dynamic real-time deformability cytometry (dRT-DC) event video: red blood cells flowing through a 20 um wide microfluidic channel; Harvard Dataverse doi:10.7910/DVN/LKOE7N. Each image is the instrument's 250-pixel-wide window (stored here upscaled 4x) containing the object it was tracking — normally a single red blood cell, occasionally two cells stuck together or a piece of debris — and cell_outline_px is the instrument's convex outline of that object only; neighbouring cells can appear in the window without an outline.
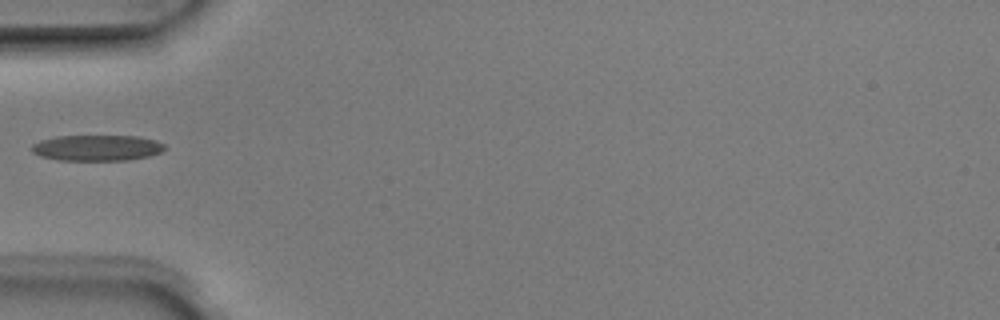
{"species": "Egyptian fruit bat (a non-hibernating species)", "species_latin": "Rousettus aegyptiacus", "temperature_condition": "room temperature", "stored_images_in_passage": 6, "camera_frame_rate_fps": 3000, "um_per_image_px": 0.085, "animal": {"sex": "male"}, "frame": {"image": 1, "passage_image": 5, "time_ms": 1.333, "image_size_px": [1000, 320], "cell_outline_px": [[164, 148], [160, 152], [148, 156], [124, 160], [60, 160], [40, 156], [32, 152], [32, 144], [40, 140], [56, 136], [136, 136], [156, 140], [164, 144]], "centroid_in_image_um": [8.21, 12.56], "position_along_channel_um": 76.8, "area_um2": 19.88}}
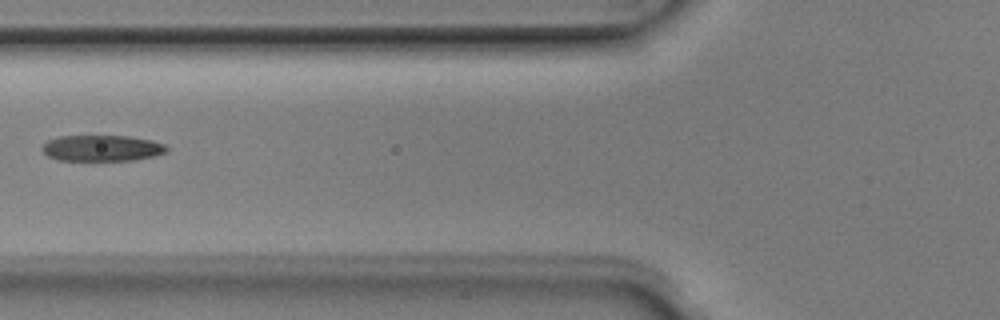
{"frame": {"image": 2, "passage_image": 6, "time_ms": 1.667, "image_size_px": [1000, 320], "cell_outline_px": [[168, 148], [164, 152], [152, 156], [132, 160], [56, 160], [48, 156], [40, 148], [48, 140], [60, 136], [128, 136], [152, 140], [164, 144]], "centroid_in_image_um": [8.63, 12.59], "position_along_channel_um": 117.2, "area_um2": 18.73}}